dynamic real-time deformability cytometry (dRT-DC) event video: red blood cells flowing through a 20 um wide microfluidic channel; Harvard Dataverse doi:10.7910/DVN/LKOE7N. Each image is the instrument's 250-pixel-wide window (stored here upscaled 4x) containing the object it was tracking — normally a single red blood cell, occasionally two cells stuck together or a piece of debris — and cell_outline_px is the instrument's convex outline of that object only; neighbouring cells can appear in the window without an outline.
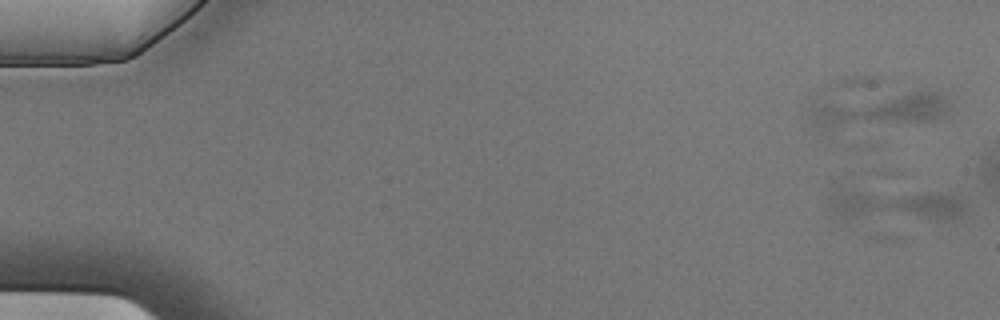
{"species": "Egyptian fruit bat (a non-hibernating species)", "species_latin": "Rousettus aegyptiacus", "temperature_condition": "cold", "stored_images_in_passage": 4, "camera_frame_rate_fps": 3000, "um_per_image_px": 0.085, "animal": {"sex": "male"}, "frame": {"image": 1, "passage_image": 2, "time_ms": 0.333, "image_size_px": [1000, 320], "cell_outline_px": [[972, 208], [968, 216], [956, 220], [936, 220], [844, 216], [832, 212], [828, 200], [828, 196], [840, 184], [952, 192], [964, 196], [968, 200]], "centroid_in_image_um": [76.32, 17.28], "position_along_channel_um": 8.7, "area_um2": 29.19}}